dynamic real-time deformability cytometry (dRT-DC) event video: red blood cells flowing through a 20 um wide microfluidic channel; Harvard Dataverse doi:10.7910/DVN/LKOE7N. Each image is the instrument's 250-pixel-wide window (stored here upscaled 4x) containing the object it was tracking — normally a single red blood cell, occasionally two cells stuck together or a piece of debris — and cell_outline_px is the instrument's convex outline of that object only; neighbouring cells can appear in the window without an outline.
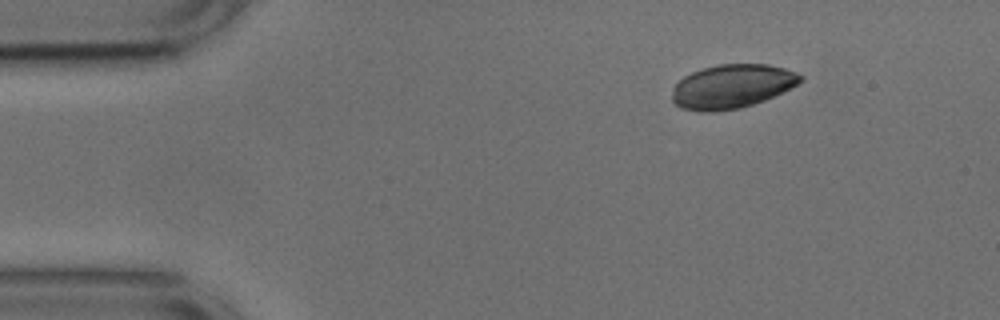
{"species": "common noctule bat (a hibernating species)", "species_latin": "Nyctalus noctula", "temperature_condition": "cold", "stored_images_in_passage": 33, "camera_frame_rate_fps": 3000, "um_per_image_px": 0.085, "animal": {"sex": "male", "body_mass_g": 17.9, "forearm_length_mm": 54.2}, "frame": {"image": 1, "passage_image": 1, "time_ms": 0.0, "image_size_px": [1000, 320], "cell_outline_px": [[804, 80], [764, 100], [740, 108], [712, 112], [700, 112], [680, 108], [672, 100], [672, 88], [684, 76], [692, 72], [704, 68], [720, 64], [768, 64], [784, 68], [796, 72], [804, 76]], "centroid_in_image_um": [62.19, 7.34], "position_along_channel_um": 22.8, "area_um2": 32.66}}
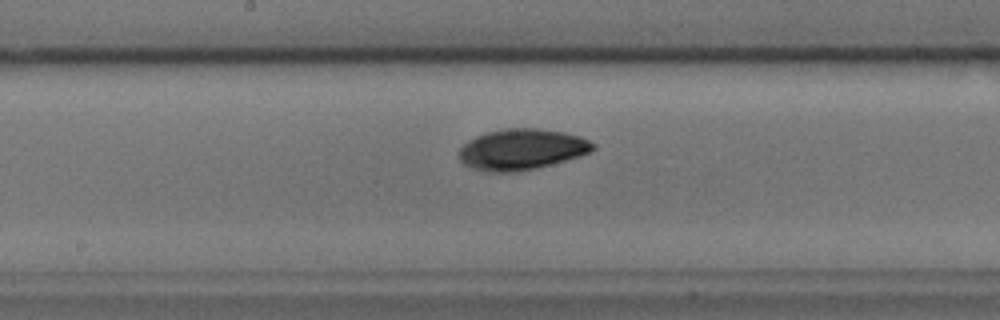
{"frame": {"image": 2, "passage_image": 21, "time_ms": 6.667, "image_size_px": [1000, 320], "cell_outline_px": [[596, 148], [580, 156], [536, 168], [516, 172], [488, 172], [472, 168], [464, 164], [460, 160], [460, 148], [468, 140], [476, 136], [488, 132], [508, 128], [536, 128], [564, 132], [580, 136], [596, 144]], "centroid_in_image_um": [44.35, 12.7], "position_along_channel_um": 203.9, "area_um2": 31.79}}
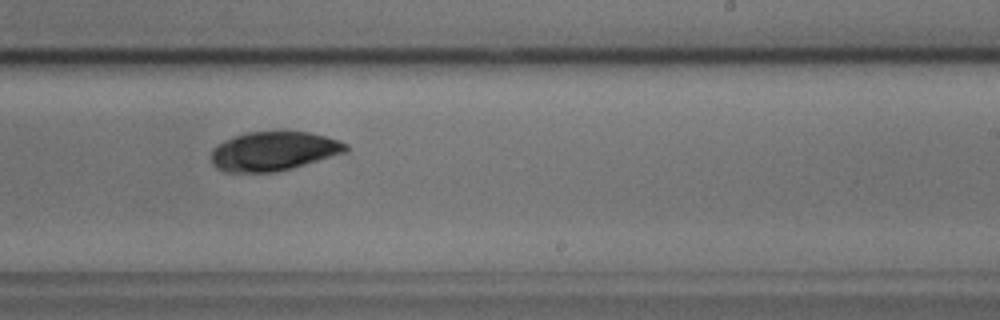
{"frame": {"image": 3, "passage_image": 26, "time_ms": 8.333, "image_size_px": [1000, 320], "cell_outline_px": [[348, 152], [292, 168], [276, 172], [224, 172], [216, 168], [212, 164], [212, 148], [216, 144], [224, 140], [248, 132], [308, 132], [340, 140], [348, 144]], "centroid_in_image_um": [23.26, 12.86], "position_along_channel_um": 265.7, "area_um2": 30.75}}